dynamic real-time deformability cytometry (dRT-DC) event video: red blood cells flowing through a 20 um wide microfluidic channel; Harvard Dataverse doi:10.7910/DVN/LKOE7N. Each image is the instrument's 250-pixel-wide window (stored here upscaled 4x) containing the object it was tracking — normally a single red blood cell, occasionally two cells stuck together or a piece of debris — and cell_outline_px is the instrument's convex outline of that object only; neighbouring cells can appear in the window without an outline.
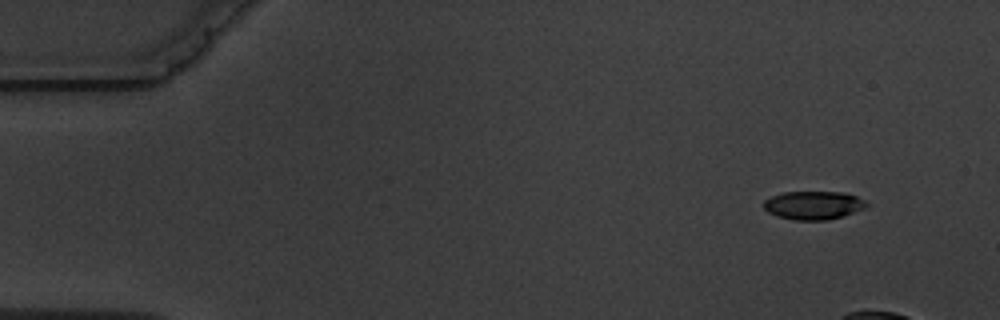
{"species": "common noctule bat (a hibernating species)", "species_latin": "Nyctalus noctula", "temperature_condition": "warm", "stored_images_in_passage": 4, "camera_frame_rate_fps": 3000, "um_per_image_px": 0.085, "animal": {"sex": "male", "body_mass_g": 19.5, "forearm_length_mm": 54.6}, "frame": {"image": 1, "passage_image": 1, "time_ms": 0.0, "image_size_px": [1000, 320], "cell_outline_px": [[868, 204], [864, 208], [828, 220], [796, 220], [776, 216], [768, 212], [764, 208], [764, 200], [772, 196], [784, 192], [844, 192], [856, 196], [864, 200]], "centroid_in_image_um": [69.11, 17.44], "position_along_channel_um": 15.9, "area_um2": 16.82}}